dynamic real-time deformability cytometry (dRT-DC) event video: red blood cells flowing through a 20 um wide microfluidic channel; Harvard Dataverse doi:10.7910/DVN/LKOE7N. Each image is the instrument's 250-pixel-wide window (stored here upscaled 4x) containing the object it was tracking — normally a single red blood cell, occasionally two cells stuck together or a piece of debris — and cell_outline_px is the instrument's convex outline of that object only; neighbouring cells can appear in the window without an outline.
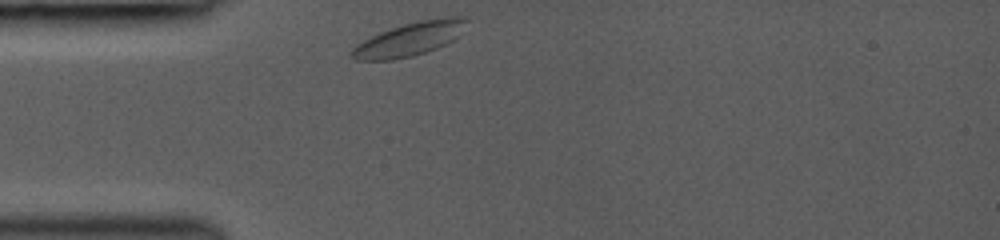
{"species": "common noctule bat (a hibernating species)", "species_latin": "Nyctalus noctula", "temperature_condition": "room temperature", "stored_images_in_passage": 31, "segment_of_instrument_passage": [1, 2], "camera_frame_rate_fps": 3000, "um_per_image_px": 0.085, "animal": {"sex": "female", "body_mass_g": 19.0, "forearm_length_mm": 53.3}, "frame": {"image": 1, "passage_image": 1, "time_ms": 0.0, "image_size_px": [1000, 240], "cell_outline_px": [[468, 20], [460, 36], [436, 48], [412, 56], [392, 60], [356, 60], [348, 52], [356, 44], [380, 32], [404, 24], [420, 20], [452, 16], [464, 16]], "centroid_in_image_um": [34.82, 3.32], "position_along_channel_um": 50.2, "area_um2": 22.31}}
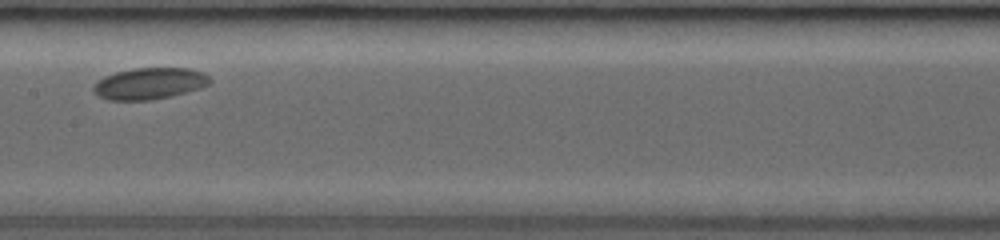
{"frame": {"image": 2, "passage_image": 13, "time_ms": 4.0, "image_size_px": [1000, 240], "cell_outline_px": [[212, 80], [208, 84], [200, 88], [152, 100], [108, 100], [100, 96], [92, 88], [104, 76], [116, 72], [132, 68], [188, 68], [204, 72]], "centroid_in_image_um": [12.73, 7.09], "position_along_channel_um": 194.7, "area_um2": 21.1}}
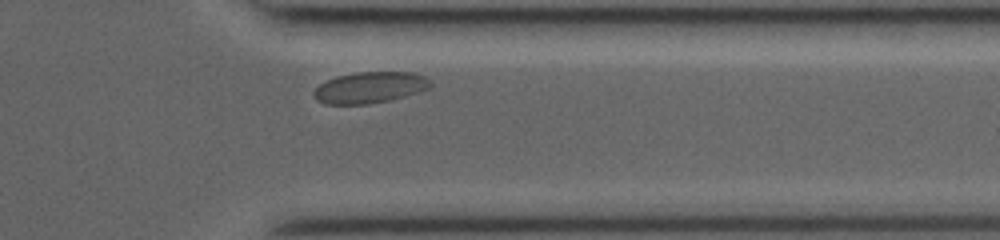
{"frame": {"image": 3, "passage_image": 27, "time_ms": 8.667, "image_size_px": [1000, 240], "cell_outline_px": [[432, 88], [420, 92], [388, 100], [368, 104], [324, 104], [316, 100], [312, 96], [312, 92], [320, 84], [336, 76], [356, 72], [412, 72], [424, 76], [432, 84]], "centroid_in_image_um": [31.43, 7.44], "position_along_channel_um": 380.0, "area_um2": 21.33}}